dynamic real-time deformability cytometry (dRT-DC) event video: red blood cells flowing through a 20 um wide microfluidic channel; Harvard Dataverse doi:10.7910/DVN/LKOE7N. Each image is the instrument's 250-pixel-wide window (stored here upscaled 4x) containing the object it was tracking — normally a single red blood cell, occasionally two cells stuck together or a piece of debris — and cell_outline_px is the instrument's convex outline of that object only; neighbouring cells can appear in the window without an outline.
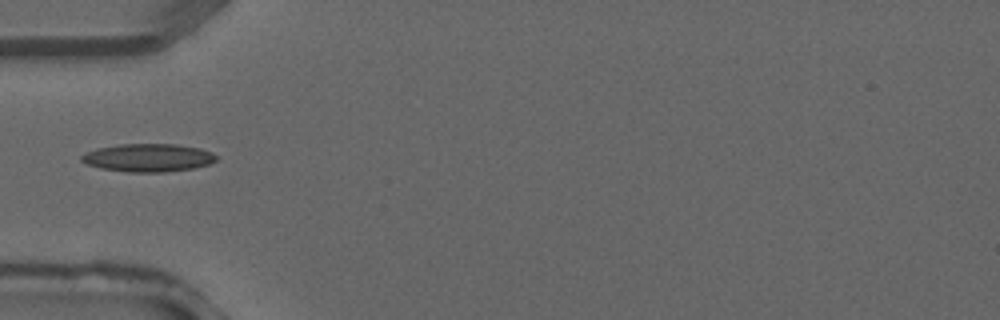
{"species": "common noctule bat (a hibernating species)", "species_latin": "Nyctalus noctula", "temperature_condition": "warm", "stored_images_in_passage": 4, "camera_frame_rate_fps": 3000, "um_per_image_px": 0.085, "animal": {"sex": "male", "forearm_length_mm": 52.5}, "frame": {"image": 1, "passage_image": 4, "time_ms": 1.0, "image_size_px": [1000, 320], "cell_outline_px": [[216, 160], [208, 164], [192, 168], [164, 172], [128, 172], [100, 168], [88, 164], [80, 160], [80, 156], [84, 152], [96, 148], [120, 144], [176, 144], [200, 148], [212, 152], [216, 156]], "centroid_in_image_um": [12.55, 13.4], "position_along_channel_um": 72.4, "area_um2": 22.02}}